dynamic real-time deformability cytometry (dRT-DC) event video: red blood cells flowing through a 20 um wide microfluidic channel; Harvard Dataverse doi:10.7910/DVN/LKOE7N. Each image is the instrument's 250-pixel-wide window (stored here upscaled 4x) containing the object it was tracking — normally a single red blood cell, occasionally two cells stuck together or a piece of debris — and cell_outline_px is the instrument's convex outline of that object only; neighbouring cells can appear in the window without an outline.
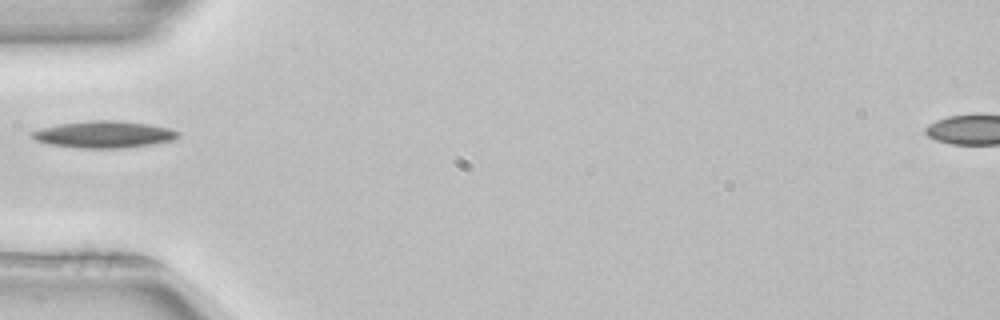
{"species": "common noctule bat (a hibernating species)", "species_latin": "Nyctalus noctula", "temperature_condition": "room temperature", "stored_images_in_passage": 36, "camera_frame_rate_fps": 3000, "um_per_image_px": 0.085, "animal": {"sex": "female", "body_mass_g": 22.7, "forearm_length_mm": 54.2}, "frame": {"image": 1, "passage_image": 1, "time_ms": 0.0, "image_size_px": [1000, 320], "cell_outline_px": [[180, 136], [172, 140], [152, 144], [120, 148], [80, 148], [48, 144], [36, 140], [32, 136], [32, 132], [40, 128], [60, 124], [88, 120], [116, 120], [148, 124], [168, 128], [180, 132]], "centroid_in_image_um": [8.84, 11.42], "position_along_channel_um": 76.2, "area_um2": 22.72}}